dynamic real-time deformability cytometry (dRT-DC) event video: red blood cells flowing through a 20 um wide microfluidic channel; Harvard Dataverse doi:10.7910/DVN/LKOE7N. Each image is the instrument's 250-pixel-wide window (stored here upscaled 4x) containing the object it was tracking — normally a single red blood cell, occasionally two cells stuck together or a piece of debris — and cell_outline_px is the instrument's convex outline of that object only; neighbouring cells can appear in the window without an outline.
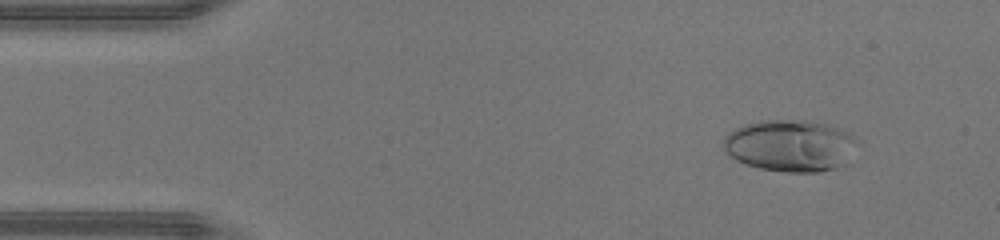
{"species": "human", "species_latin": "Homo sapiens", "temperature_condition": "warm", "stored_images_in_passage": 46, "camera_frame_rate_fps": 3000, "um_per_image_px": 0.085, "donor": {"sex": "male"}, "frame": {"image": 1, "passage_image": 5, "time_ms": 1.333, "image_size_px": [1000, 240], "cell_outline_px": [[860, 144], [852, 164], [820, 172], [784, 172], [760, 168], [736, 160], [724, 152], [724, 136], [728, 132], [744, 124], [760, 120], [804, 120], [828, 124], [852, 136]], "centroid_in_image_um": [67.25, 12.4], "position_along_channel_um": 17.8, "area_um2": 41.21}}
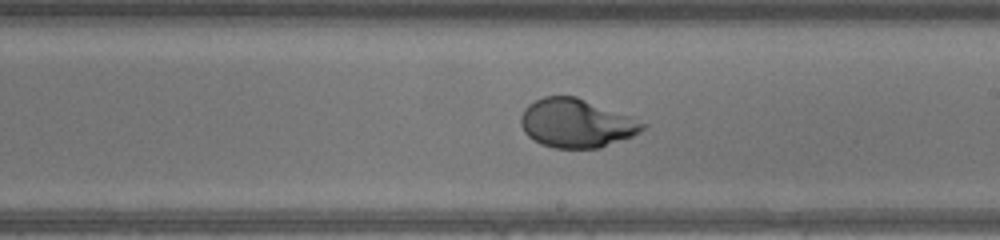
{"frame": {"image": 2, "passage_image": 26, "time_ms": 8.333, "image_size_px": [1000, 240], "cell_outline_px": [[648, 124], [640, 132], [632, 136], [600, 148], [556, 148], [540, 144], [532, 140], [524, 132], [520, 124], [520, 116], [524, 108], [528, 104], [544, 96], [576, 96], [628, 116]], "centroid_in_image_um": [48.94, 10.48], "position_along_channel_um": 240.1, "area_um2": 34.45}}
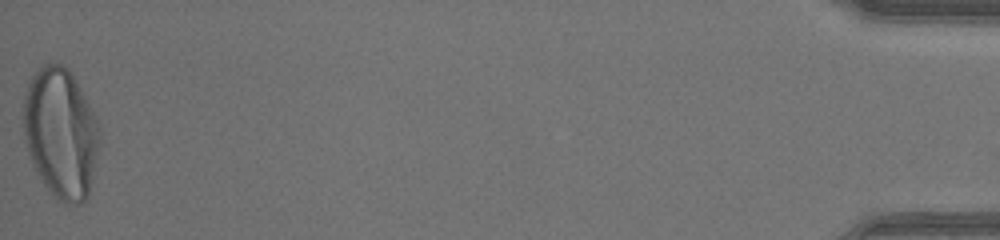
{"frame": {"image": 3, "passage_image": 46, "time_ms": 15.0, "image_size_px": [1000, 240], "cell_outline_px": [[100, 144], [88, 196], [80, 204], [68, 204], [56, 200], [44, 184], [36, 172], [32, 164], [24, 140], [24, 96], [28, 84], [32, 76], [44, 64], [60, 64], [68, 68], [76, 80], [100, 128]], "centroid_in_image_um": [5.16, 11.35], "position_along_channel_um": 430.0, "area_um2": 57.57}, "authors_computed_cell_mechanics": {"area_um2": 37.3388, "velocity_mm_per_s": 4.4886, "shape_relaxation_time_tau1_ms": 4.1308, "shape_relaxation_time_tau2_ms": null, "deformation_change_tau1": 0.2543, "deformation_change_tau2": null}}